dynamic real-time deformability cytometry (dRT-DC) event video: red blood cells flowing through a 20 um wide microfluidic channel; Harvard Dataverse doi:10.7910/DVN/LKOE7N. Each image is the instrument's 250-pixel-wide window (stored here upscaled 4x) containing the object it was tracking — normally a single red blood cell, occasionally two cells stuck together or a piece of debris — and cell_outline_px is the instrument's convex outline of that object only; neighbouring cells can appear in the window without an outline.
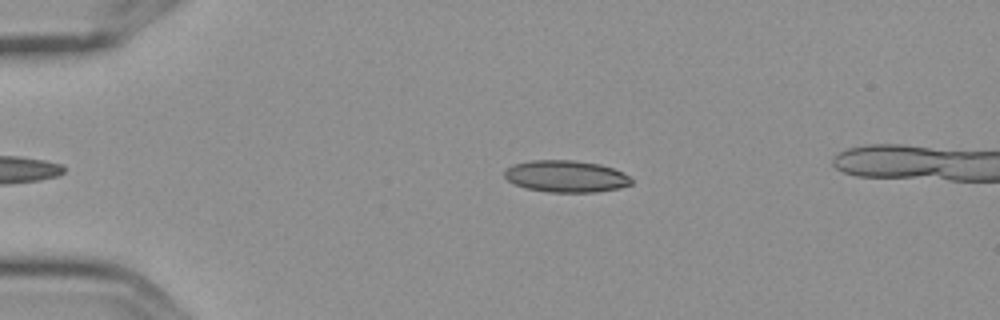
{"species": "Egyptian fruit bat (a non-hibernating species)", "species_latin": "Rousettus aegyptiacus", "temperature_condition": "cold", "stored_images_in_passage": 4, "camera_frame_rate_fps": 3000, "um_per_image_px": 0.085, "frame": {"image": 1, "passage_image": 1, "time_ms": 0.0, "image_size_px": [1000, 320], "cell_outline_px": [[632, 184], [620, 188], [596, 192], [548, 192], [528, 188], [516, 184], [508, 180], [504, 176], [504, 172], [512, 164], [532, 160], [572, 160], [600, 164], [612, 168], [628, 176], [632, 180]], "centroid_in_image_um": [48.11, 14.98], "position_along_channel_um": 36.9, "area_um2": 23.35}}
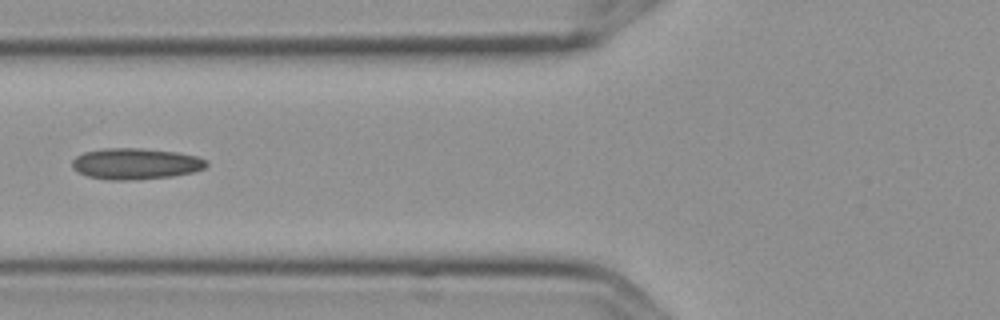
{"frame": {"image": 2, "passage_image": 4, "time_ms": 1.0, "image_size_px": [1000, 320], "cell_outline_px": [[208, 164], [204, 168], [192, 172], [172, 176], [128, 180], [112, 180], [88, 176], [72, 168], [72, 160], [76, 156], [84, 152], [104, 148], [144, 148], [180, 152], [196, 156], [208, 160]], "centroid_in_image_um": [11.54, 13.9], "position_along_channel_um": 114.3, "area_um2": 24.39}}